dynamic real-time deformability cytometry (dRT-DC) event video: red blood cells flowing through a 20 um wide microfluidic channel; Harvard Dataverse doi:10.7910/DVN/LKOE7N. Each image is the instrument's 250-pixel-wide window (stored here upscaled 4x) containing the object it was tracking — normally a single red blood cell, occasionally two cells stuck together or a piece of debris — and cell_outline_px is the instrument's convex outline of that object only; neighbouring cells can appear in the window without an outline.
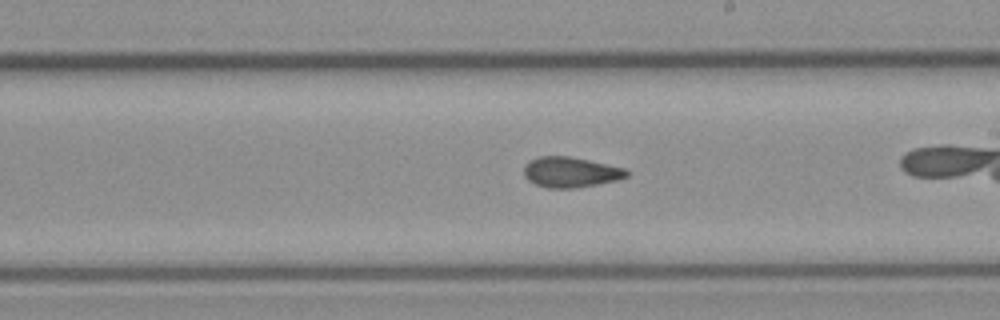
{"species": "common noctule bat (a hibernating species)", "species_latin": "Nyctalus noctula", "temperature_condition": "cold", "stored_images_in_passage": 39, "camera_frame_rate_fps": 3000, "um_per_image_px": 0.085, "animal": {"sex": "female", "body_mass_g": 21.9}, "frame": {"image": 1, "passage_image": 28, "time_ms": 9.0, "image_size_px": [1000, 320], "cell_outline_px": [[628, 176], [620, 180], [576, 188], [548, 188], [536, 184], [528, 180], [524, 176], [524, 164], [540, 156], [568, 156], [628, 168]], "centroid_in_image_um": [48.54, 14.64], "position_along_channel_um": 240.5, "area_um2": 18.32}}
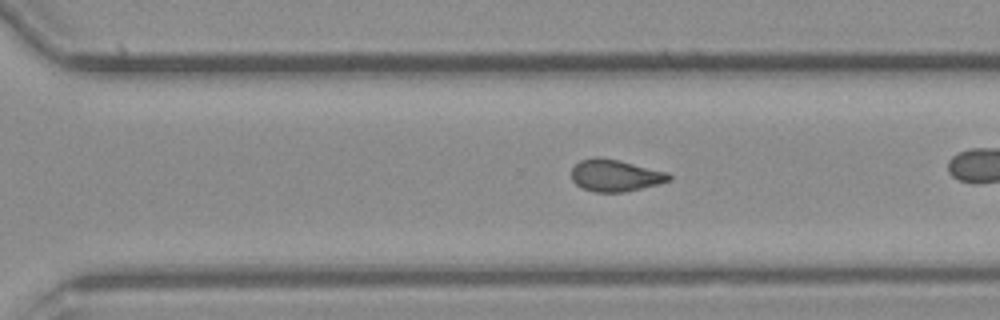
{"frame": {"image": 2, "passage_image": 34, "time_ms": 11.0, "image_size_px": [1000, 320], "cell_outline_px": [[672, 180], [624, 192], [592, 192], [580, 188], [572, 180], [572, 168], [580, 160], [596, 156], [620, 160], [668, 172], [672, 176]], "centroid_in_image_um": [52.28, 14.91], "position_along_channel_um": 318.3, "area_um2": 18.26}}